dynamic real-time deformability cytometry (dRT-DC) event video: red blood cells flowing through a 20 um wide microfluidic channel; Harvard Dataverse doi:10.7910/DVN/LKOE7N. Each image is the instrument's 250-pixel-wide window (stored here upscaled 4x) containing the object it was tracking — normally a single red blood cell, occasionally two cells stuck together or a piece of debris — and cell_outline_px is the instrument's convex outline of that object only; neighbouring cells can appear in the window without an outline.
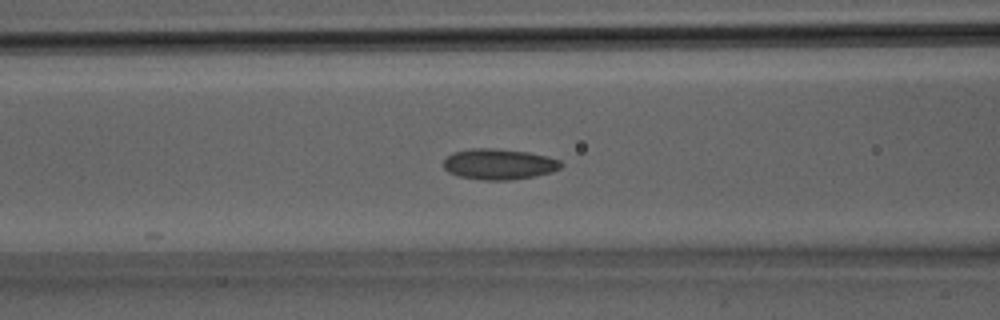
{"species": "Egyptian fruit bat (a non-hibernating species)", "species_latin": "Rousettus aegyptiacus", "temperature_condition": "room temperature", "stored_images_in_passage": 23, "camera_frame_rate_fps": 3000, "um_per_image_px": 0.085, "animal": {"sex": "male"}, "frame": {"image": 1, "passage_image": 13, "time_ms": 4.0, "image_size_px": [1000, 320], "cell_outline_px": [[564, 164], [560, 168], [552, 172], [512, 180], [480, 180], [456, 176], [448, 172], [444, 168], [444, 160], [452, 152], [472, 148], [492, 148], [528, 152], [548, 156], [560, 160]], "centroid_in_image_um": [42.4, 13.95], "position_along_channel_um": 124.2, "area_um2": 21.21}}